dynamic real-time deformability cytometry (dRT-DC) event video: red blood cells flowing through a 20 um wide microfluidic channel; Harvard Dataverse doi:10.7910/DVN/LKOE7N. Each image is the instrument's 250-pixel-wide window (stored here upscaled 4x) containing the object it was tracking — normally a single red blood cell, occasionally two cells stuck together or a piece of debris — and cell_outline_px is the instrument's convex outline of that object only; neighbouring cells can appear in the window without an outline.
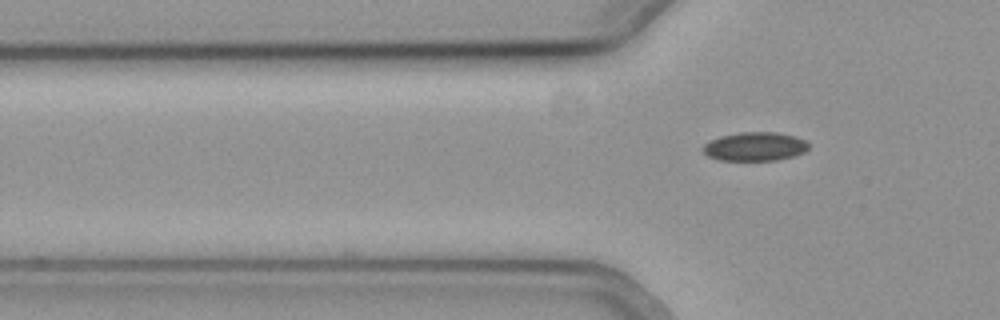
{"species": "common noctule bat (a hibernating species)", "species_latin": "Nyctalus noctula", "temperature_condition": "cold", "stored_images_in_passage": 3, "camera_frame_rate_fps": 3000, "um_per_image_px": 0.085, "animal": {"sex": "female", "body_mass_g": 19.3, "forearm_length_mm": 54.1}, "frame": {"image": 1, "passage_image": 3, "time_ms": 0.667, "image_size_px": [1000, 320], "cell_outline_px": [[808, 148], [804, 152], [796, 156], [776, 160], [720, 160], [708, 156], [700, 148], [708, 140], [720, 136], [740, 132], [776, 132], [796, 136], [804, 140], [808, 144]], "centroid_in_image_um": [64.15, 12.45], "position_along_channel_um": 61.7, "area_um2": 17.86}}